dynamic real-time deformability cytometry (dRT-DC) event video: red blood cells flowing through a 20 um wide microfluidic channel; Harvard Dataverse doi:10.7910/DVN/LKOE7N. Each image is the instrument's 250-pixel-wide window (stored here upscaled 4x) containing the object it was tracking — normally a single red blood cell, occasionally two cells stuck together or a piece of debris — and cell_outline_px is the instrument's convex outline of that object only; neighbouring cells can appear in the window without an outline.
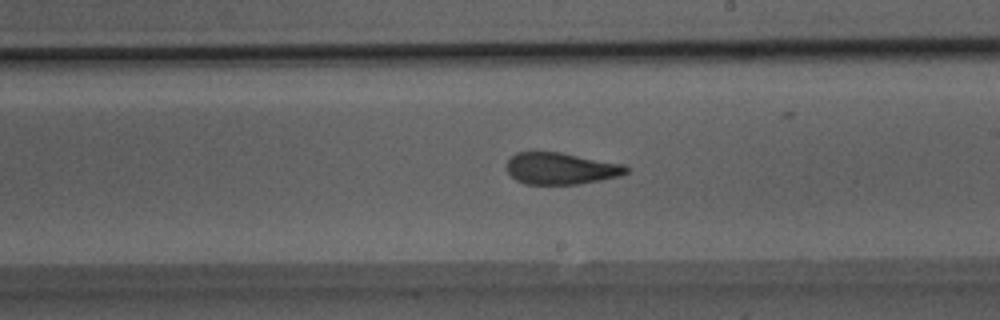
{"species": "Egyptian fruit bat (a non-hibernating species)", "species_latin": "Rousettus aegyptiacus", "temperature_condition": "room temperature", "stored_images_in_passage": 50, "camera_frame_rate_fps": 3000, "um_per_image_px": 0.085, "animal": {"sex": "male"}, "frame": {"image": 1, "passage_image": 29, "time_ms": 9.333, "image_size_px": [1000, 320], "cell_outline_px": [[628, 172], [620, 176], [580, 184], [524, 184], [516, 180], [508, 172], [508, 160], [516, 152], [532, 148], [560, 152], [628, 164]], "centroid_in_image_um": [47.68, 14.27], "position_along_channel_um": 241.3, "area_um2": 22.89}}
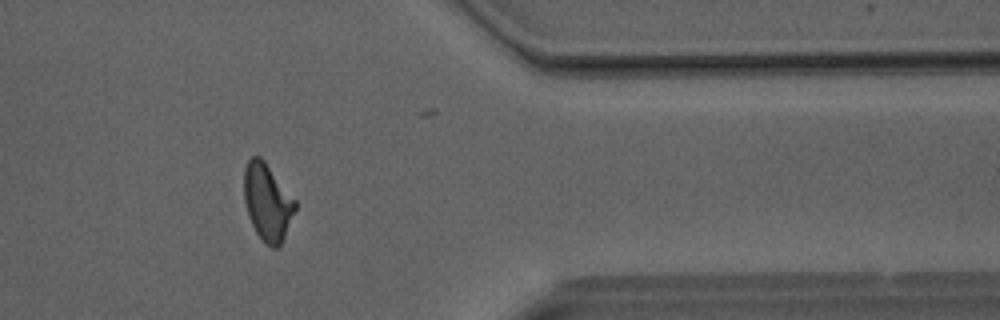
{"frame": {"image": 2, "passage_image": 41, "time_ms": 13.333, "image_size_px": [1000, 320], "cell_outline_px": [[296, 208], [280, 248], [272, 248], [264, 244], [256, 232], [248, 216], [244, 200], [244, 168], [248, 160], [252, 156], [260, 156], [264, 160], [296, 200]], "centroid_in_image_um": [22.73, 17.2], "position_along_channel_um": 388.7, "area_um2": 23.12}}
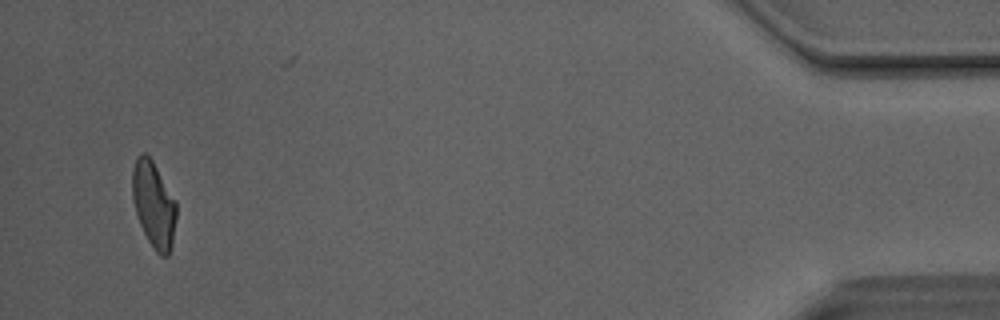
{"frame": {"image": 3, "passage_image": 48, "time_ms": 15.667, "image_size_px": [1000, 320], "cell_outline_px": [[176, 220], [172, 244], [168, 256], [160, 256], [156, 252], [148, 240], [140, 224], [132, 200], [132, 168], [136, 156], [140, 152], [144, 152], [152, 160], [176, 200]], "centroid_in_image_um": [13.06, 17.36], "position_along_channel_um": 422.1, "area_um2": 22.2}, "authors_computed_cell_mechanics": {"area_um2": 23.2356, "velocity_mm_per_s": 4.125, "shape_relaxation_time_tau1_ms": 5.4273, "shape_relaxation_time_tau2_ms": 1.8314, "deformation_change_tau1": 0.1704, "deformation_change_tau2": 0.1078}}